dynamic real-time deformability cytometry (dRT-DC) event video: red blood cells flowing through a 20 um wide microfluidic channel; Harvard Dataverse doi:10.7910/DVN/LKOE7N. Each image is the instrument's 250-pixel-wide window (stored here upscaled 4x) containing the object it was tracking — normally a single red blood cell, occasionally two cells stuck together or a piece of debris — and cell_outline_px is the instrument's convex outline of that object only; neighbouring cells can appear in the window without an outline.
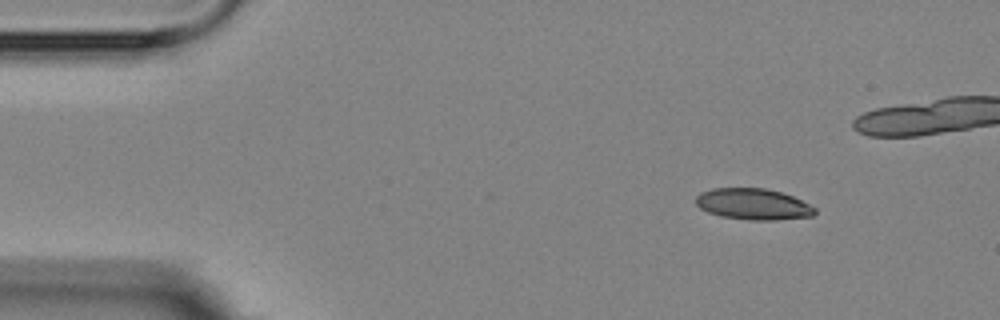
{"species": "Egyptian fruit bat (a non-hibernating species)", "species_latin": "Rousettus aegyptiacus", "temperature_condition": "room temperature", "stored_images_in_passage": 4, "camera_frame_rate_fps": 3000, "um_per_image_px": 0.085, "animal": {"sex": "female"}, "frame": {"image": 1, "passage_image": 1, "time_ms": 0.0, "image_size_px": [1000, 320], "cell_outline_px": [[816, 212], [812, 216], [776, 220], [748, 220], [720, 216], [708, 212], [700, 208], [696, 204], [696, 196], [700, 192], [712, 188], [764, 188], [780, 192], [792, 196], [816, 208]], "centroid_in_image_um": [63.99, 17.35], "position_along_channel_um": 21.0, "area_um2": 21.62}}